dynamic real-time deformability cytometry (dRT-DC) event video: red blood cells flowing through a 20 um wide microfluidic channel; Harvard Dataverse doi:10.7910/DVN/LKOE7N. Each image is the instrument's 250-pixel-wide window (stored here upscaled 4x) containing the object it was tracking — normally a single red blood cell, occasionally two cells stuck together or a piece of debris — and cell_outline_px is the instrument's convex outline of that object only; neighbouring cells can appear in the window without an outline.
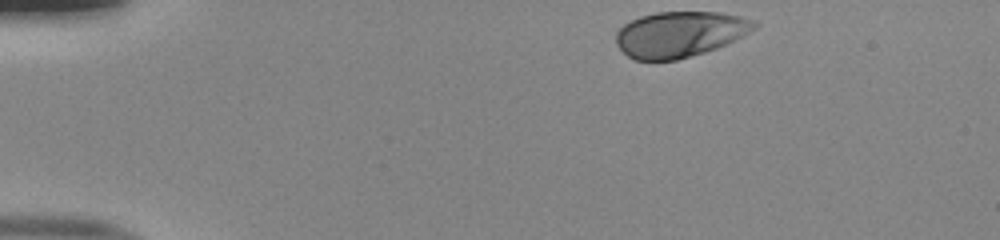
{"species": "human", "species_latin": "Homo sapiens", "temperature_condition": "room temperature", "stored_images_in_passage": 37, "camera_frame_rate_fps": 3000, "um_per_image_px": 0.085, "donor": {"sex": "male"}, "frame": {"image": 1, "passage_image": 1, "time_ms": 0.0, "image_size_px": [1000, 240], "cell_outline_px": [[760, 24], [756, 28], [744, 36], [716, 48], [704, 52], [676, 60], [636, 60], [628, 56], [616, 44], [616, 32], [624, 24], [640, 16], [656, 12], [720, 12], [740, 16], [756, 20]], "centroid_in_image_um": [57.82, 2.89], "position_along_channel_um": 27.2, "area_um2": 36.88}}
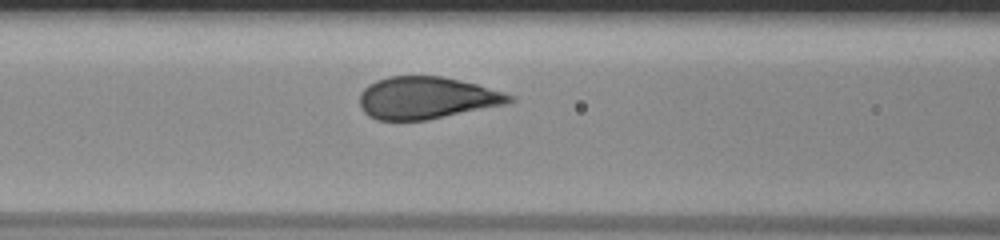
{"frame": {"image": 2, "passage_image": 15, "time_ms": 4.667, "image_size_px": [1000, 240], "cell_outline_px": [[516, 100], [512, 104], [428, 120], [376, 120], [368, 116], [360, 108], [360, 92], [368, 84], [376, 80], [388, 76], [440, 76], [460, 80], [476, 84], [504, 92], [516, 96]], "centroid_in_image_um": [36.31, 8.33], "position_along_channel_um": 130.3, "area_um2": 37.45}}
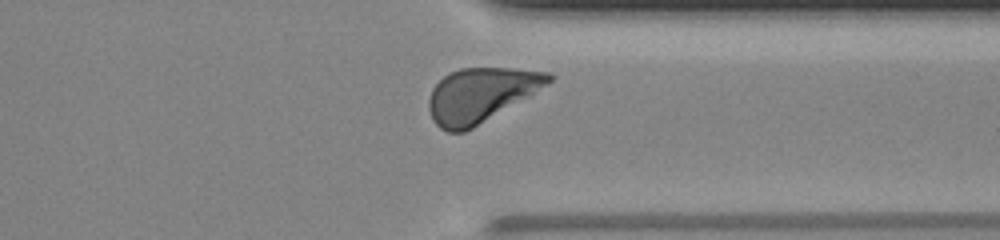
{"frame": {"image": 3, "passage_image": 33, "time_ms": 10.667, "image_size_px": [1000, 240], "cell_outline_px": [[552, 80], [528, 96], [472, 128], [464, 132], [448, 132], [440, 128], [432, 120], [428, 108], [428, 100], [432, 88], [448, 72], [460, 68], [508, 68], [552, 72]], "centroid_in_image_um": [40.81, 8.06], "position_along_channel_um": 370.6, "area_um2": 37.45}, "authors_computed_cell_mechanics": {"area_um2": 37.4544, "velocity_mm_per_s": 4.0127, "shape_relaxation_time_tau1_ms": 2.8471, "shape_relaxation_time_tau2_ms": null, "deformation_change_tau1": 0.1626, "deformation_change_tau2": null}}